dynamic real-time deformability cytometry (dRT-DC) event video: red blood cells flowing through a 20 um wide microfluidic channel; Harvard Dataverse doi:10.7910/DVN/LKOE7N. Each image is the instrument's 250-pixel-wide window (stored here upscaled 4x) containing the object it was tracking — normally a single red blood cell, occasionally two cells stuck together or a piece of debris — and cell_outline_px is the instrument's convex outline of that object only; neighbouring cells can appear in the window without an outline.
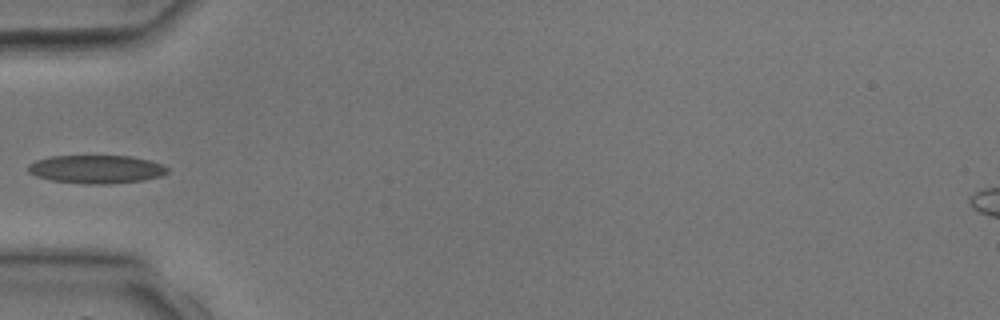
{"species": "common noctule bat (a hibernating species)", "species_latin": "Nyctalus noctula", "temperature_condition": "room temperature", "stored_images_in_passage": 3, "camera_frame_rate_fps": 3000, "um_per_image_px": 0.085, "animal": {"sex": "male", "body_mass_g": 17.9, "forearm_length_mm": 54.2}, "frame": {"image": 1, "passage_image": 3, "time_ms": 2.667, "image_size_px": [1000, 320], "cell_outline_px": [[168, 172], [160, 176], [144, 180], [108, 184], [88, 184], [52, 180], [36, 176], [28, 172], [28, 164], [36, 160], [52, 156], [132, 156], [164, 164], [168, 168]], "centroid_in_image_um": [8.2, 14.38], "position_along_channel_um": 76.8, "area_um2": 22.95}}